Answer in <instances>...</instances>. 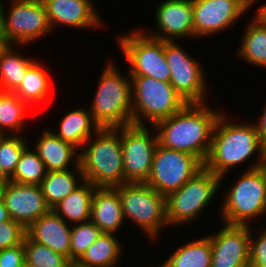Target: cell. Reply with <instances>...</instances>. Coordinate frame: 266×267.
<instances>
[{
  "instance_id": "6da1fadb",
  "label": "cell",
  "mask_w": 266,
  "mask_h": 267,
  "mask_svg": "<svg viewBox=\"0 0 266 267\" xmlns=\"http://www.w3.org/2000/svg\"><path fill=\"white\" fill-rule=\"evenodd\" d=\"M228 114V111H223L215 125L211 148L204 163L207 171L221 177V189L222 184L229 180L227 176L239 165L251 164L245 163L247 169L245 167L243 171L266 165V149L259 140L254 121L237 122Z\"/></svg>"
},
{
  "instance_id": "7a4b0ae2",
  "label": "cell",
  "mask_w": 266,
  "mask_h": 267,
  "mask_svg": "<svg viewBox=\"0 0 266 267\" xmlns=\"http://www.w3.org/2000/svg\"><path fill=\"white\" fill-rule=\"evenodd\" d=\"M212 103H187L180 111L153 125L158 144L196 156L205 163L215 125L223 112Z\"/></svg>"
},
{
  "instance_id": "3957f363",
  "label": "cell",
  "mask_w": 266,
  "mask_h": 267,
  "mask_svg": "<svg viewBox=\"0 0 266 267\" xmlns=\"http://www.w3.org/2000/svg\"><path fill=\"white\" fill-rule=\"evenodd\" d=\"M106 61L88 107L100 128H117L133 124L132 84L128 70L120 72L116 62Z\"/></svg>"
},
{
  "instance_id": "277c9868",
  "label": "cell",
  "mask_w": 266,
  "mask_h": 267,
  "mask_svg": "<svg viewBox=\"0 0 266 267\" xmlns=\"http://www.w3.org/2000/svg\"><path fill=\"white\" fill-rule=\"evenodd\" d=\"M84 180L96 187L124 184L121 127L100 128L80 149Z\"/></svg>"
},
{
  "instance_id": "5b68a950",
  "label": "cell",
  "mask_w": 266,
  "mask_h": 267,
  "mask_svg": "<svg viewBox=\"0 0 266 267\" xmlns=\"http://www.w3.org/2000/svg\"><path fill=\"white\" fill-rule=\"evenodd\" d=\"M239 175L232 186L230 184L223 190L222 203L216 213L220 215L218 219L224 224L240 226H257L251 223L260 219L258 226H263L266 219V165Z\"/></svg>"
},
{
  "instance_id": "8992f818",
  "label": "cell",
  "mask_w": 266,
  "mask_h": 267,
  "mask_svg": "<svg viewBox=\"0 0 266 267\" xmlns=\"http://www.w3.org/2000/svg\"><path fill=\"white\" fill-rule=\"evenodd\" d=\"M221 177L203 168L179 190L165 197L168 229L196 224L220 193ZM209 206V207H208ZM204 212V213H203ZM199 218V219H198Z\"/></svg>"
},
{
  "instance_id": "52a82bcc",
  "label": "cell",
  "mask_w": 266,
  "mask_h": 267,
  "mask_svg": "<svg viewBox=\"0 0 266 267\" xmlns=\"http://www.w3.org/2000/svg\"><path fill=\"white\" fill-rule=\"evenodd\" d=\"M118 190L125 221L132 222L149 241H159L166 219L165 196L146 183H124Z\"/></svg>"
},
{
  "instance_id": "ba28073f",
  "label": "cell",
  "mask_w": 266,
  "mask_h": 267,
  "mask_svg": "<svg viewBox=\"0 0 266 267\" xmlns=\"http://www.w3.org/2000/svg\"><path fill=\"white\" fill-rule=\"evenodd\" d=\"M130 78L135 125L153 126L180 111L187 104L169 82L149 76H130Z\"/></svg>"
},
{
  "instance_id": "9c48e42d",
  "label": "cell",
  "mask_w": 266,
  "mask_h": 267,
  "mask_svg": "<svg viewBox=\"0 0 266 267\" xmlns=\"http://www.w3.org/2000/svg\"><path fill=\"white\" fill-rule=\"evenodd\" d=\"M117 37V38H116ZM115 37L130 76H149L170 81V69L164 55V41L147 35L142 27Z\"/></svg>"
},
{
  "instance_id": "30bf717a",
  "label": "cell",
  "mask_w": 266,
  "mask_h": 267,
  "mask_svg": "<svg viewBox=\"0 0 266 267\" xmlns=\"http://www.w3.org/2000/svg\"><path fill=\"white\" fill-rule=\"evenodd\" d=\"M2 4V35L10 45H30L53 34L41 0H8ZM7 9V10H5ZM44 37V38H43Z\"/></svg>"
},
{
  "instance_id": "8fae6325",
  "label": "cell",
  "mask_w": 266,
  "mask_h": 267,
  "mask_svg": "<svg viewBox=\"0 0 266 267\" xmlns=\"http://www.w3.org/2000/svg\"><path fill=\"white\" fill-rule=\"evenodd\" d=\"M180 46L178 41H164V55L170 69V81L187 103H209L205 68L198 58Z\"/></svg>"
},
{
  "instance_id": "7c38bea8",
  "label": "cell",
  "mask_w": 266,
  "mask_h": 267,
  "mask_svg": "<svg viewBox=\"0 0 266 267\" xmlns=\"http://www.w3.org/2000/svg\"><path fill=\"white\" fill-rule=\"evenodd\" d=\"M203 168L204 164L196 156L158 144L145 183L166 197L179 190Z\"/></svg>"
},
{
  "instance_id": "4fadbf2b",
  "label": "cell",
  "mask_w": 266,
  "mask_h": 267,
  "mask_svg": "<svg viewBox=\"0 0 266 267\" xmlns=\"http://www.w3.org/2000/svg\"><path fill=\"white\" fill-rule=\"evenodd\" d=\"M157 145L153 126L131 124L121 127L124 183L147 181Z\"/></svg>"
},
{
  "instance_id": "5bb4252c",
  "label": "cell",
  "mask_w": 266,
  "mask_h": 267,
  "mask_svg": "<svg viewBox=\"0 0 266 267\" xmlns=\"http://www.w3.org/2000/svg\"><path fill=\"white\" fill-rule=\"evenodd\" d=\"M195 39L226 32L250 11L243 0H192Z\"/></svg>"
},
{
  "instance_id": "9a60e30c",
  "label": "cell",
  "mask_w": 266,
  "mask_h": 267,
  "mask_svg": "<svg viewBox=\"0 0 266 267\" xmlns=\"http://www.w3.org/2000/svg\"><path fill=\"white\" fill-rule=\"evenodd\" d=\"M155 7V27L142 29L147 35L163 41L195 39L192 0H160Z\"/></svg>"
},
{
  "instance_id": "2e32d148",
  "label": "cell",
  "mask_w": 266,
  "mask_h": 267,
  "mask_svg": "<svg viewBox=\"0 0 266 267\" xmlns=\"http://www.w3.org/2000/svg\"><path fill=\"white\" fill-rule=\"evenodd\" d=\"M221 226V228H220ZM211 241V267H249L251 226L221 223Z\"/></svg>"
},
{
  "instance_id": "e0dca14e",
  "label": "cell",
  "mask_w": 266,
  "mask_h": 267,
  "mask_svg": "<svg viewBox=\"0 0 266 267\" xmlns=\"http://www.w3.org/2000/svg\"><path fill=\"white\" fill-rule=\"evenodd\" d=\"M45 6L47 17L55 32L60 26L99 30L105 25V18L100 15L93 0H41ZM103 18V19H102ZM59 26V27H58ZM99 28V29H98Z\"/></svg>"
},
{
  "instance_id": "ac0fdd59",
  "label": "cell",
  "mask_w": 266,
  "mask_h": 267,
  "mask_svg": "<svg viewBox=\"0 0 266 267\" xmlns=\"http://www.w3.org/2000/svg\"><path fill=\"white\" fill-rule=\"evenodd\" d=\"M3 202L10 218L25 229L50 210L39 185L8 180Z\"/></svg>"
},
{
  "instance_id": "d6986e66",
  "label": "cell",
  "mask_w": 266,
  "mask_h": 267,
  "mask_svg": "<svg viewBox=\"0 0 266 267\" xmlns=\"http://www.w3.org/2000/svg\"><path fill=\"white\" fill-rule=\"evenodd\" d=\"M26 236L70 260L71 224L66 223L53 209L34 221L26 229Z\"/></svg>"
},
{
  "instance_id": "ffe728a7",
  "label": "cell",
  "mask_w": 266,
  "mask_h": 267,
  "mask_svg": "<svg viewBox=\"0 0 266 267\" xmlns=\"http://www.w3.org/2000/svg\"><path fill=\"white\" fill-rule=\"evenodd\" d=\"M32 144L47 172L75 168L79 165L80 150L73 144L58 138L50 129H43Z\"/></svg>"
},
{
  "instance_id": "44dd1931",
  "label": "cell",
  "mask_w": 266,
  "mask_h": 267,
  "mask_svg": "<svg viewBox=\"0 0 266 267\" xmlns=\"http://www.w3.org/2000/svg\"><path fill=\"white\" fill-rule=\"evenodd\" d=\"M90 220L103 232L118 234L125 223L122 203L116 188L96 187Z\"/></svg>"
},
{
  "instance_id": "7402d4cb",
  "label": "cell",
  "mask_w": 266,
  "mask_h": 267,
  "mask_svg": "<svg viewBox=\"0 0 266 267\" xmlns=\"http://www.w3.org/2000/svg\"><path fill=\"white\" fill-rule=\"evenodd\" d=\"M58 125L56 126L58 128H49L50 131L78 149H81L85 142L100 129L87 107H75L74 110H70L63 115Z\"/></svg>"
},
{
  "instance_id": "603a6c76",
  "label": "cell",
  "mask_w": 266,
  "mask_h": 267,
  "mask_svg": "<svg viewBox=\"0 0 266 267\" xmlns=\"http://www.w3.org/2000/svg\"><path fill=\"white\" fill-rule=\"evenodd\" d=\"M38 59L26 72L19 87L13 92L31 109L38 108L42 103L48 104L52 92L53 79L46 64ZM43 101V102H42ZM45 101V102H44ZM48 101V102H46ZM35 107V108H34Z\"/></svg>"
},
{
  "instance_id": "cb8c5ba5",
  "label": "cell",
  "mask_w": 266,
  "mask_h": 267,
  "mask_svg": "<svg viewBox=\"0 0 266 267\" xmlns=\"http://www.w3.org/2000/svg\"><path fill=\"white\" fill-rule=\"evenodd\" d=\"M191 238L185 244H181L172 253L167 255L157 267H211L212 249L211 241L207 236L200 239ZM198 238V239H197Z\"/></svg>"
},
{
  "instance_id": "d4e9b609",
  "label": "cell",
  "mask_w": 266,
  "mask_h": 267,
  "mask_svg": "<svg viewBox=\"0 0 266 267\" xmlns=\"http://www.w3.org/2000/svg\"><path fill=\"white\" fill-rule=\"evenodd\" d=\"M84 181V175L79 164L72 169L47 172L39 186L46 204L50 209H53Z\"/></svg>"
},
{
  "instance_id": "484cf974",
  "label": "cell",
  "mask_w": 266,
  "mask_h": 267,
  "mask_svg": "<svg viewBox=\"0 0 266 267\" xmlns=\"http://www.w3.org/2000/svg\"><path fill=\"white\" fill-rule=\"evenodd\" d=\"M24 47V48H23ZM16 48V49H15ZM19 49L26 45H9L0 58V91L14 92L22 82L27 70L38 60L25 56ZM18 50V51H17ZM19 52V53H18Z\"/></svg>"
},
{
  "instance_id": "4316f807",
  "label": "cell",
  "mask_w": 266,
  "mask_h": 267,
  "mask_svg": "<svg viewBox=\"0 0 266 267\" xmlns=\"http://www.w3.org/2000/svg\"><path fill=\"white\" fill-rule=\"evenodd\" d=\"M119 238L118 234L102 233L79 260L91 267H119L126 247Z\"/></svg>"
},
{
  "instance_id": "83f0119b",
  "label": "cell",
  "mask_w": 266,
  "mask_h": 267,
  "mask_svg": "<svg viewBox=\"0 0 266 267\" xmlns=\"http://www.w3.org/2000/svg\"><path fill=\"white\" fill-rule=\"evenodd\" d=\"M96 186L84 181L61 200L53 210L68 224L89 221L91 218V203Z\"/></svg>"
},
{
  "instance_id": "f1b7e54d",
  "label": "cell",
  "mask_w": 266,
  "mask_h": 267,
  "mask_svg": "<svg viewBox=\"0 0 266 267\" xmlns=\"http://www.w3.org/2000/svg\"><path fill=\"white\" fill-rule=\"evenodd\" d=\"M243 30L241 44L235 52V57L251 66L266 69V26L251 17Z\"/></svg>"
},
{
  "instance_id": "f546056e",
  "label": "cell",
  "mask_w": 266,
  "mask_h": 267,
  "mask_svg": "<svg viewBox=\"0 0 266 267\" xmlns=\"http://www.w3.org/2000/svg\"><path fill=\"white\" fill-rule=\"evenodd\" d=\"M29 110L16 94L0 92V135H24Z\"/></svg>"
},
{
  "instance_id": "4dcf8cb0",
  "label": "cell",
  "mask_w": 266,
  "mask_h": 267,
  "mask_svg": "<svg viewBox=\"0 0 266 267\" xmlns=\"http://www.w3.org/2000/svg\"><path fill=\"white\" fill-rule=\"evenodd\" d=\"M47 170L44 162L33 149L32 145H28L20 155L15 170L9 181L20 184L40 185Z\"/></svg>"
},
{
  "instance_id": "1f68e13d",
  "label": "cell",
  "mask_w": 266,
  "mask_h": 267,
  "mask_svg": "<svg viewBox=\"0 0 266 267\" xmlns=\"http://www.w3.org/2000/svg\"><path fill=\"white\" fill-rule=\"evenodd\" d=\"M28 145L26 134L0 135V172L7 180L12 177L20 155Z\"/></svg>"
},
{
  "instance_id": "d6a6232c",
  "label": "cell",
  "mask_w": 266,
  "mask_h": 267,
  "mask_svg": "<svg viewBox=\"0 0 266 267\" xmlns=\"http://www.w3.org/2000/svg\"><path fill=\"white\" fill-rule=\"evenodd\" d=\"M24 259L27 267H66L69 259L49 247L38 244L25 236Z\"/></svg>"
},
{
  "instance_id": "836d02e7",
  "label": "cell",
  "mask_w": 266,
  "mask_h": 267,
  "mask_svg": "<svg viewBox=\"0 0 266 267\" xmlns=\"http://www.w3.org/2000/svg\"><path fill=\"white\" fill-rule=\"evenodd\" d=\"M103 232L91 221L71 225L70 260H79Z\"/></svg>"
},
{
  "instance_id": "e575fe53",
  "label": "cell",
  "mask_w": 266,
  "mask_h": 267,
  "mask_svg": "<svg viewBox=\"0 0 266 267\" xmlns=\"http://www.w3.org/2000/svg\"><path fill=\"white\" fill-rule=\"evenodd\" d=\"M253 227L251 226L249 267H266V227ZM256 228H259L258 231Z\"/></svg>"
},
{
  "instance_id": "d590c367",
  "label": "cell",
  "mask_w": 266,
  "mask_h": 267,
  "mask_svg": "<svg viewBox=\"0 0 266 267\" xmlns=\"http://www.w3.org/2000/svg\"><path fill=\"white\" fill-rule=\"evenodd\" d=\"M26 229L16 221L10 219L0 223V249L23 244Z\"/></svg>"
},
{
  "instance_id": "8d00e7d4",
  "label": "cell",
  "mask_w": 266,
  "mask_h": 267,
  "mask_svg": "<svg viewBox=\"0 0 266 267\" xmlns=\"http://www.w3.org/2000/svg\"><path fill=\"white\" fill-rule=\"evenodd\" d=\"M24 244L0 249V267H24Z\"/></svg>"
},
{
  "instance_id": "74e56055",
  "label": "cell",
  "mask_w": 266,
  "mask_h": 267,
  "mask_svg": "<svg viewBox=\"0 0 266 267\" xmlns=\"http://www.w3.org/2000/svg\"><path fill=\"white\" fill-rule=\"evenodd\" d=\"M264 107L262 113L257 117L255 121V126L257 129V134L262 146L266 149V102H264ZM258 121V122H257Z\"/></svg>"
},
{
  "instance_id": "f35d334b",
  "label": "cell",
  "mask_w": 266,
  "mask_h": 267,
  "mask_svg": "<svg viewBox=\"0 0 266 267\" xmlns=\"http://www.w3.org/2000/svg\"><path fill=\"white\" fill-rule=\"evenodd\" d=\"M261 4L260 7L255 10L256 13L254 12L253 18L256 19L260 24L266 26V1Z\"/></svg>"
},
{
  "instance_id": "ab89813d",
  "label": "cell",
  "mask_w": 266,
  "mask_h": 267,
  "mask_svg": "<svg viewBox=\"0 0 266 267\" xmlns=\"http://www.w3.org/2000/svg\"><path fill=\"white\" fill-rule=\"evenodd\" d=\"M11 218L9 216L8 210L6 209L4 202L0 203V223L4 221H9Z\"/></svg>"
},
{
  "instance_id": "60d3db41",
  "label": "cell",
  "mask_w": 266,
  "mask_h": 267,
  "mask_svg": "<svg viewBox=\"0 0 266 267\" xmlns=\"http://www.w3.org/2000/svg\"><path fill=\"white\" fill-rule=\"evenodd\" d=\"M66 267H91L82 263L80 260H69Z\"/></svg>"
},
{
  "instance_id": "b9f144b4",
  "label": "cell",
  "mask_w": 266,
  "mask_h": 267,
  "mask_svg": "<svg viewBox=\"0 0 266 267\" xmlns=\"http://www.w3.org/2000/svg\"><path fill=\"white\" fill-rule=\"evenodd\" d=\"M9 45L10 44L7 42L4 36L0 34V58H1L2 53L7 49Z\"/></svg>"
},
{
  "instance_id": "7bdbcfd3",
  "label": "cell",
  "mask_w": 266,
  "mask_h": 267,
  "mask_svg": "<svg viewBox=\"0 0 266 267\" xmlns=\"http://www.w3.org/2000/svg\"><path fill=\"white\" fill-rule=\"evenodd\" d=\"M8 180H1L0 181V203L3 202L4 199V192L7 186Z\"/></svg>"
},
{
  "instance_id": "ee69618b",
  "label": "cell",
  "mask_w": 266,
  "mask_h": 267,
  "mask_svg": "<svg viewBox=\"0 0 266 267\" xmlns=\"http://www.w3.org/2000/svg\"><path fill=\"white\" fill-rule=\"evenodd\" d=\"M243 1H245L250 6V10L254 8V5L256 4V2H259V0H243Z\"/></svg>"
},
{
  "instance_id": "f6af8a7d",
  "label": "cell",
  "mask_w": 266,
  "mask_h": 267,
  "mask_svg": "<svg viewBox=\"0 0 266 267\" xmlns=\"http://www.w3.org/2000/svg\"><path fill=\"white\" fill-rule=\"evenodd\" d=\"M3 0H0V34H2V28H1V20H2V2Z\"/></svg>"
},
{
  "instance_id": "bcb514c9",
  "label": "cell",
  "mask_w": 266,
  "mask_h": 267,
  "mask_svg": "<svg viewBox=\"0 0 266 267\" xmlns=\"http://www.w3.org/2000/svg\"><path fill=\"white\" fill-rule=\"evenodd\" d=\"M1 180H7L2 174H1V172H0V181Z\"/></svg>"
}]
</instances>
